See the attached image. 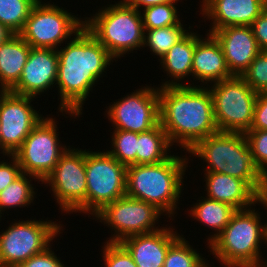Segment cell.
Listing matches in <instances>:
<instances>
[{
	"label": "cell",
	"instance_id": "23",
	"mask_svg": "<svg viewBox=\"0 0 267 267\" xmlns=\"http://www.w3.org/2000/svg\"><path fill=\"white\" fill-rule=\"evenodd\" d=\"M31 46L19 35L0 45V91H10L19 81Z\"/></svg>",
	"mask_w": 267,
	"mask_h": 267
},
{
	"label": "cell",
	"instance_id": "24",
	"mask_svg": "<svg viewBox=\"0 0 267 267\" xmlns=\"http://www.w3.org/2000/svg\"><path fill=\"white\" fill-rule=\"evenodd\" d=\"M199 199L197 203L191 205L189 210L187 209V212L189 213L188 216H191L194 220L196 219L195 222L199 221L200 225L202 223L203 226L205 225L213 231L210 232L205 242L208 248V245L224 230L237 210L229 204L206 196H201Z\"/></svg>",
	"mask_w": 267,
	"mask_h": 267
},
{
	"label": "cell",
	"instance_id": "26",
	"mask_svg": "<svg viewBox=\"0 0 267 267\" xmlns=\"http://www.w3.org/2000/svg\"><path fill=\"white\" fill-rule=\"evenodd\" d=\"M33 180L35 182L37 181V184L40 183L36 177L22 173L8 187L0 192V217L4 216L3 212L11 208L16 210L17 207L28 208L32 206V203L35 204L34 198H37L35 196L37 192L35 191L36 185L32 184Z\"/></svg>",
	"mask_w": 267,
	"mask_h": 267
},
{
	"label": "cell",
	"instance_id": "43",
	"mask_svg": "<svg viewBox=\"0 0 267 267\" xmlns=\"http://www.w3.org/2000/svg\"><path fill=\"white\" fill-rule=\"evenodd\" d=\"M259 204H261V207L263 205V208L265 207L264 209L267 210V193L261 197ZM266 213H267V211H266ZM266 223H267V221H266Z\"/></svg>",
	"mask_w": 267,
	"mask_h": 267
},
{
	"label": "cell",
	"instance_id": "41",
	"mask_svg": "<svg viewBox=\"0 0 267 267\" xmlns=\"http://www.w3.org/2000/svg\"><path fill=\"white\" fill-rule=\"evenodd\" d=\"M135 3V0H120L115 2V4H106L105 6H128V7H132Z\"/></svg>",
	"mask_w": 267,
	"mask_h": 267
},
{
	"label": "cell",
	"instance_id": "11",
	"mask_svg": "<svg viewBox=\"0 0 267 267\" xmlns=\"http://www.w3.org/2000/svg\"><path fill=\"white\" fill-rule=\"evenodd\" d=\"M69 148L61 155L52 173L42 184L52 192L61 214L87 215L85 149ZM48 184V185H47Z\"/></svg>",
	"mask_w": 267,
	"mask_h": 267
},
{
	"label": "cell",
	"instance_id": "2",
	"mask_svg": "<svg viewBox=\"0 0 267 267\" xmlns=\"http://www.w3.org/2000/svg\"><path fill=\"white\" fill-rule=\"evenodd\" d=\"M160 124L172 145L187 154L199 141L218 132L208 87H158Z\"/></svg>",
	"mask_w": 267,
	"mask_h": 267
},
{
	"label": "cell",
	"instance_id": "25",
	"mask_svg": "<svg viewBox=\"0 0 267 267\" xmlns=\"http://www.w3.org/2000/svg\"><path fill=\"white\" fill-rule=\"evenodd\" d=\"M173 145L159 123L149 131L138 133L137 165L156 164L169 159Z\"/></svg>",
	"mask_w": 267,
	"mask_h": 267
},
{
	"label": "cell",
	"instance_id": "6",
	"mask_svg": "<svg viewBox=\"0 0 267 267\" xmlns=\"http://www.w3.org/2000/svg\"><path fill=\"white\" fill-rule=\"evenodd\" d=\"M84 17V27L117 61L134 50L143 49L141 12L128 6H102Z\"/></svg>",
	"mask_w": 267,
	"mask_h": 267
},
{
	"label": "cell",
	"instance_id": "44",
	"mask_svg": "<svg viewBox=\"0 0 267 267\" xmlns=\"http://www.w3.org/2000/svg\"><path fill=\"white\" fill-rule=\"evenodd\" d=\"M260 267H267V258L264 260Z\"/></svg>",
	"mask_w": 267,
	"mask_h": 267
},
{
	"label": "cell",
	"instance_id": "1",
	"mask_svg": "<svg viewBox=\"0 0 267 267\" xmlns=\"http://www.w3.org/2000/svg\"><path fill=\"white\" fill-rule=\"evenodd\" d=\"M57 53L58 112L65 118L79 119L93 88L117 60L85 27L58 48Z\"/></svg>",
	"mask_w": 267,
	"mask_h": 267
},
{
	"label": "cell",
	"instance_id": "40",
	"mask_svg": "<svg viewBox=\"0 0 267 267\" xmlns=\"http://www.w3.org/2000/svg\"><path fill=\"white\" fill-rule=\"evenodd\" d=\"M14 33L5 25L0 23V45L7 41Z\"/></svg>",
	"mask_w": 267,
	"mask_h": 267
},
{
	"label": "cell",
	"instance_id": "28",
	"mask_svg": "<svg viewBox=\"0 0 267 267\" xmlns=\"http://www.w3.org/2000/svg\"><path fill=\"white\" fill-rule=\"evenodd\" d=\"M194 249L183 234L169 247L163 267H212L210 261Z\"/></svg>",
	"mask_w": 267,
	"mask_h": 267
},
{
	"label": "cell",
	"instance_id": "15",
	"mask_svg": "<svg viewBox=\"0 0 267 267\" xmlns=\"http://www.w3.org/2000/svg\"><path fill=\"white\" fill-rule=\"evenodd\" d=\"M34 97L0 91L1 152L14 155L33 128L45 117L33 106Z\"/></svg>",
	"mask_w": 267,
	"mask_h": 267
},
{
	"label": "cell",
	"instance_id": "17",
	"mask_svg": "<svg viewBox=\"0 0 267 267\" xmlns=\"http://www.w3.org/2000/svg\"><path fill=\"white\" fill-rule=\"evenodd\" d=\"M199 4L204 22H212L209 34L228 26H250L267 8V0H200Z\"/></svg>",
	"mask_w": 267,
	"mask_h": 267
},
{
	"label": "cell",
	"instance_id": "9",
	"mask_svg": "<svg viewBox=\"0 0 267 267\" xmlns=\"http://www.w3.org/2000/svg\"><path fill=\"white\" fill-rule=\"evenodd\" d=\"M208 89L213 97L214 119L218 131H249L258 93L241 76L211 84Z\"/></svg>",
	"mask_w": 267,
	"mask_h": 267
},
{
	"label": "cell",
	"instance_id": "13",
	"mask_svg": "<svg viewBox=\"0 0 267 267\" xmlns=\"http://www.w3.org/2000/svg\"><path fill=\"white\" fill-rule=\"evenodd\" d=\"M47 114L29 133L14 153L22 173L36 177L42 184L52 173L61 155L69 148L61 142L57 119Z\"/></svg>",
	"mask_w": 267,
	"mask_h": 267
},
{
	"label": "cell",
	"instance_id": "27",
	"mask_svg": "<svg viewBox=\"0 0 267 267\" xmlns=\"http://www.w3.org/2000/svg\"><path fill=\"white\" fill-rule=\"evenodd\" d=\"M173 25L152 30H144L143 48L148 47L151 54L160 60L170 48L179 41L193 26Z\"/></svg>",
	"mask_w": 267,
	"mask_h": 267
},
{
	"label": "cell",
	"instance_id": "19",
	"mask_svg": "<svg viewBox=\"0 0 267 267\" xmlns=\"http://www.w3.org/2000/svg\"><path fill=\"white\" fill-rule=\"evenodd\" d=\"M220 43L233 76H242L261 51L250 26H228L212 33Z\"/></svg>",
	"mask_w": 267,
	"mask_h": 267
},
{
	"label": "cell",
	"instance_id": "10",
	"mask_svg": "<svg viewBox=\"0 0 267 267\" xmlns=\"http://www.w3.org/2000/svg\"><path fill=\"white\" fill-rule=\"evenodd\" d=\"M89 150L85 148L87 215L93 218L106 205L126 195L127 167L107 149Z\"/></svg>",
	"mask_w": 267,
	"mask_h": 267
},
{
	"label": "cell",
	"instance_id": "29",
	"mask_svg": "<svg viewBox=\"0 0 267 267\" xmlns=\"http://www.w3.org/2000/svg\"><path fill=\"white\" fill-rule=\"evenodd\" d=\"M39 0H0V23L14 34H19L33 6Z\"/></svg>",
	"mask_w": 267,
	"mask_h": 267
},
{
	"label": "cell",
	"instance_id": "16",
	"mask_svg": "<svg viewBox=\"0 0 267 267\" xmlns=\"http://www.w3.org/2000/svg\"><path fill=\"white\" fill-rule=\"evenodd\" d=\"M58 62L57 50L31 47L21 77L10 91L34 98L47 94L56 87Z\"/></svg>",
	"mask_w": 267,
	"mask_h": 267
},
{
	"label": "cell",
	"instance_id": "32",
	"mask_svg": "<svg viewBox=\"0 0 267 267\" xmlns=\"http://www.w3.org/2000/svg\"><path fill=\"white\" fill-rule=\"evenodd\" d=\"M256 93L267 94V51L261 50L241 76Z\"/></svg>",
	"mask_w": 267,
	"mask_h": 267
},
{
	"label": "cell",
	"instance_id": "35",
	"mask_svg": "<svg viewBox=\"0 0 267 267\" xmlns=\"http://www.w3.org/2000/svg\"><path fill=\"white\" fill-rule=\"evenodd\" d=\"M6 158L7 161L5 157L0 161V192L22 174L17 158L14 155H7Z\"/></svg>",
	"mask_w": 267,
	"mask_h": 267
},
{
	"label": "cell",
	"instance_id": "8",
	"mask_svg": "<svg viewBox=\"0 0 267 267\" xmlns=\"http://www.w3.org/2000/svg\"><path fill=\"white\" fill-rule=\"evenodd\" d=\"M39 0L19 35L33 48L57 50L84 28V17L68 12L55 2ZM53 3V4H52ZM74 14V15H73Z\"/></svg>",
	"mask_w": 267,
	"mask_h": 267
},
{
	"label": "cell",
	"instance_id": "30",
	"mask_svg": "<svg viewBox=\"0 0 267 267\" xmlns=\"http://www.w3.org/2000/svg\"><path fill=\"white\" fill-rule=\"evenodd\" d=\"M178 2L157 4L141 10L144 30L163 28L173 25H183L177 8Z\"/></svg>",
	"mask_w": 267,
	"mask_h": 267
},
{
	"label": "cell",
	"instance_id": "45",
	"mask_svg": "<svg viewBox=\"0 0 267 267\" xmlns=\"http://www.w3.org/2000/svg\"><path fill=\"white\" fill-rule=\"evenodd\" d=\"M0 151H1V125H0Z\"/></svg>",
	"mask_w": 267,
	"mask_h": 267
},
{
	"label": "cell",
	"instance_id": "20",
	"mask_svg": "<svg viewBox=\"0 0 267 267\" xmlns=\"http://www.w3.org/2000/svg\"><path fill=\"white\" fill-rule=\"evenodd\" d=\"M171 225L166 224L155 232L127 237L119 243L129 252L137 267H163L169 247L181 236Z\"/></svg>",
	"mask_w": 267,
	"mask_h": 267
},
{
	"label": "cell",
	"instance_id": "36",
	"mask_svg": "<svg viewBox=\"0 0 267 267\" xmlns=\"http://www.w3.org/2000/svg\"><path fill=\"white\" fill-rule=\"evenodd\" d=\"M53 245L44 252L32 256L27 261L18 264L16 267H66L60 257L52 249Z\"/></svg>",
	"mask_w": 267,
	"mask_h": 267
},
{
	"label": "cell",
	"instance_id": "38",
	"mask_svg": "<svg viewBox=\"0 0 267 267\" xmlns=\"http://www.w3.org/2000/svg\"><path fill=\"white\" fill-rule=\"evenodd\" d=\"M260 50L267 51V8L250 25Z\"/></svg>",
	"mask_w": 267,
	"mask_h": 267
},
{
	"label": "cell",
	"instance_id": "22",
	"mask_svg": "<svg viewBox=\"0 0 267 267\" xmlns=\"http://www.w3.org/2000/svg\"><path fill=\"white\" fill-rule=\"evenodd\" d=\"M195 50V32L189 30L170 50L159 60L162 71L167 79H163L158 87L192 86V60ZM191 76V77H190ZM170 77V78H169ZM190 77V78H189ZM169 78V79H168ZM188 78L187 82L186 79ZM184 80V81H183ZM185 82V83H183ZM161 85V86H160Z\"/></svg>",
	"mask_w": 267,
	"mask_h": 267
},
{
	"label": "cell",
	"instance_id": "42",
	"mask_svg": "<svg viewBox=\"0 0 267 267\" xmlns=\"http://www.w3.org/2000/svg\"><path fill=\"white\" fill-rule=\"evenodd\" d=\"M261 179L264 187L267 189V163L261 168Z\"/></svg>",
	"mask_w": 267,
	"mask_h": 267
},
{
	"label": "cell",
	"instance_id": "37",
	"mask_svg": "<svg viewBox=\"0 0 267 267\" xmlns=\"http://www.w3.org/2000/svg\"><path fill=\"white\" fill-rule=\"evenodd\" d=\"M250 130H267V94L258 93Z\"/></svg>",
	"mask_w": 267,
	"mask_h": 267
},
{
	"label": "cell",
	"instance_id": "21",
	"mask_svg": "<svg viewBox=\"0 0 267 267\" xmlns=\"http://www.w3.org/2000/svg\"><path fill=\"white\" fill-rule=\"evenodd\" d=\"M204 174L205 196L243 210L259 204L261 196L245 181L221 173ZM206 184V185H205ZM207 193H206V192Z\"/></svg>",
	"mask_w": 267,
	"mask_h": 267
},
{
	"label": "cell",
	"instance_id": "14",
	"mask_svg": "<svg viewBox=\"0 0 267 267\" xmlns=\"http://www.w3.org/2000/svg\"><path fill=\"white\" fill-rule=\"evenodd\" d=\"M133 91L105 107L113 130L141 133L160 123L158 87L148 84Z\"/></svg>",
	"mask_w": 267,
	"mask_h": 267
},
{
	"label": "cell",
	"instance_id": "5",
	"mask_svg": "<svg viewBox=\"0 0 267 267\" xmlns=\"http://www.w3.org/2000/svg\"><path fill=\"white\" fill-rule=\"evenodd\" d=\"M254 207L237 210L207 250L224 267H260L264 262L261 245L267 246V223ZM215 255V256H214Z\"/></svg>",
	"mask_w": 267,
	"mask_h": 267
},
{
	"label": "cell",
	"instance_id": "39",
	"mask_svg": "<svg viewBox=\"0 0 267 267\" xmlns=\"http://www.w3.org/2000/svg\"><path fill=\"white\" fill-rule=\"evenodd\" d=\"M168 2H182V0H135L133 8H136L138 11L143 10L144 8L154 6L157 4H165Z\"/></svg>",
	"mask_w": 267,
	"mask_h": 267
},
{
	"label": "cell",
	"instance_id": "7",
	"mask_svg": "<svg viewBox=\"0 0 267 267\" xmlns=\"http://www.w3.org/2000/svg\"><path fill=\"white\" fill-rule=\"evenodd\" d=\"M13 222L0 232V267H16L44 252L65 230L61 221L54 222L50 218L31 217Z\"/></svg>",
	"mask_w": 267,
	"mask_h": 267
},
{
	"label": "cell",
	"instance_id": "34",
	"mask_svg": "<svg viewBox=\"0 0 267 267\" xmlns=\"http://www.w3.org/2000/svg\"><path fill=\"white\" fill-rule=\"evenodd\" d=\"M245 135L255 162L261 169L267 163V130H249Z\"/></svg>",
	"mask_w": 267,
	"mask_h": 267
},
{
	"label": "cell",
	"instance_id": "18",
	"mask_svg": "<svg viewBox=\"0 0 267 267\" xmlns=\"http://www.w3.org/2000/svg\"><path fill=\"white\" fill-rule=\"evenodd\" d=\"M231 77L233 75L227 67L222 47L216 38L209 33H206L205 37H202L195 32V50L192 60V86L203 87L204 85V87H208L211 84ZM194 80L197 82L195 85Z\"/></svg>",
	"mask_w": 267,
	"mask_h": 267
},
{
	"label": "cell",
	"instance_id": "3",
	"mask_svg": "<svg viewBox=\"0 0 267 267\" xmlns=\"http://www.w3.org/2000/svg\"><path fill=\"white\" fill-rule=\"evenodd\" d=\"M174 154L156 164L128 166L126 171V195L155 205L166 215V219L168 217L169 221L166 222L177 217L185 187L184 178H187L184 177L185 172L190 167L189 161H193L186 155Z\"/></svg>",
	"mask_w": 267,
	"mask_h": 267
},
{
	"label": "cell",
	"instance_id": "33",
	"mask_svg": "<svg viewBox=\"0 0 267 267\" xmlns=\"http://www.w3.org/2000/svg\"><path fill=\"white\" fill-rule=\"evenodd\" d=\"M102 245L104 267H137L129 252L120 243L105 241Z\"/></svg>",
	"mask_w": 267,
	"mask_h": 267
},
{
	"label": "cell",
	"instance_id": "12",
	"mask_svg": "<svg viewBox=\"0 0 267 267\" xmlns=\"http://www.w3.org/2000/svg\"><path fill=\"white\" fill-rule=\"evenodd\" d=\"M162 216L166 215L155 205L125 195L106 205L93 220L114 231L106 242L119 243L130 236L160 230L164 227L159 224Z\"/></svg>",
	"mask_w": 267,
	"mask_h": 267
},
{
	"label": "cell",
	"instance_id": "4",
	"mask_svg": "<svg viewBox=\"0 0 267 267\" xmlns=\"http://www.w3.org/2000/svg\"><path fill=\"white\" fill-rule=\"evenodd\" d=\"M206 165L203 172L226 174L247 182L261 197L267 193L245 133L218 131L189 152ZM203 160V161H202Z\"/></svg>",
	"mask_w": 267,
	"mask_h": 267
},
{
	"label": "cell",
	"instance_id": "31",
	"mask_svg": "<svg viewBox=\"0 0 267 267\" xmlns=\"http://www.w3.org/2000/svg\"><path fill=\"white\" fill-rule=\"evenodd\" d=\"M112 134V135H111ZM110 134V147L108 152L126 167L137 165V140L138 133L113 130Z\"/></svg>",
	"mask_w": 267,
	"mask_h": 267
}]
</instances>
